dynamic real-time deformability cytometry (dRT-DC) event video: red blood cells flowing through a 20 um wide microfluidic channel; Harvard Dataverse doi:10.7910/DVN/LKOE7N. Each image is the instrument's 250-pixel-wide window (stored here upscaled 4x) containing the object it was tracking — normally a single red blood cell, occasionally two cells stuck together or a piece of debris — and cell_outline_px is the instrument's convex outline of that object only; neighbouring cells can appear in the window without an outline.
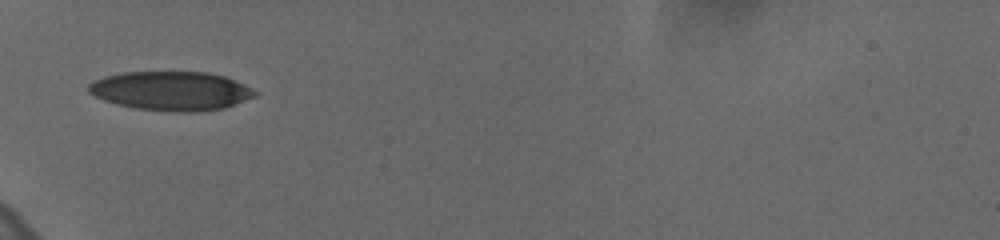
{"species": "human", "species_latin": "Homo sapiens", "temperature_condition": "cold", "stored_images_in_passage": 37, "camera_frame_rate_fps": 3000, "um_per_image_px": 0.085, "donor": {"sex": "female"}, "frame": {"image": 1, "passage_image": 1, "time_ms": 0.0, "image_size_px": [1000, 240], "cell_outline_px": [[256, 96], [224, 108], [196, 112], [176, 112], [136, 108], [104, 100], [88, 92], [88, 84], [104, 76], [124, 72], [208, 72], [224, 76], [244, 84], [252, 88], [256, 92]], "centroid_in_image_um": [14.56, 7.72], "position_along_channel_um": 70.4, "area_um2": 37.63}}
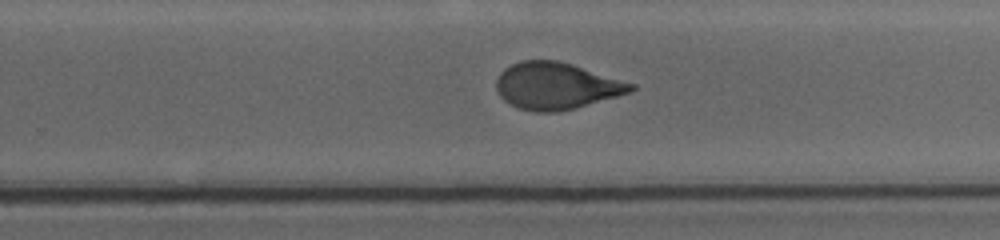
{"frame": {"image": 2, "passage_image": 19, "time_ms": 6.0, "image_size_px": [1000, 240], "cell_outline_px": [[636, 88], [632, 92], [572, 108], [556, 112], [536, 112], [520, 108], [504, 100], [500, 96], [496, 88], [496, 80], [500, 72], [504, 68], [520, 60], [556, 60], [572, 64], [636, 84]], "centroid_in_image_um": [47.27, 7.28], "position_along_channel_um": 282.5, "area_um2": 36.47}}
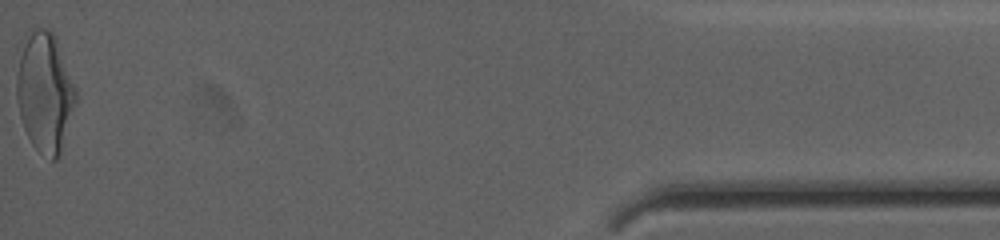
{"frame": {"image": 3, "passage_image": 37, "time_ms": 12.0, "image_size_px": [1000, 240], "cell_outline_px": [[76, 100], [60, 156], [56, 160], [52, 160], [40, 152], [32, 144], [24, 128], [20, 116], [16, 96], [16, 80], [20, 56], [28, 28], [48, 28], [52, 32], [56, 40], [76, 88]], "centroid_in_image_um": [3.8, 7.84], "position_along_channel_um": 431.4, "area_um2": 40.92}, "authors_computed_cell_mechanics": {"area_um2": 37.6856, "velocity_mm_per_s": 3.6378, "shape_relaxation_time_tau1_ms": 4.786, "shape_relaxation_time_tau2_ms": 0.9589, "deformation_change_tau1": 0.1642, "deformation_change_tau2": 0.0711}}